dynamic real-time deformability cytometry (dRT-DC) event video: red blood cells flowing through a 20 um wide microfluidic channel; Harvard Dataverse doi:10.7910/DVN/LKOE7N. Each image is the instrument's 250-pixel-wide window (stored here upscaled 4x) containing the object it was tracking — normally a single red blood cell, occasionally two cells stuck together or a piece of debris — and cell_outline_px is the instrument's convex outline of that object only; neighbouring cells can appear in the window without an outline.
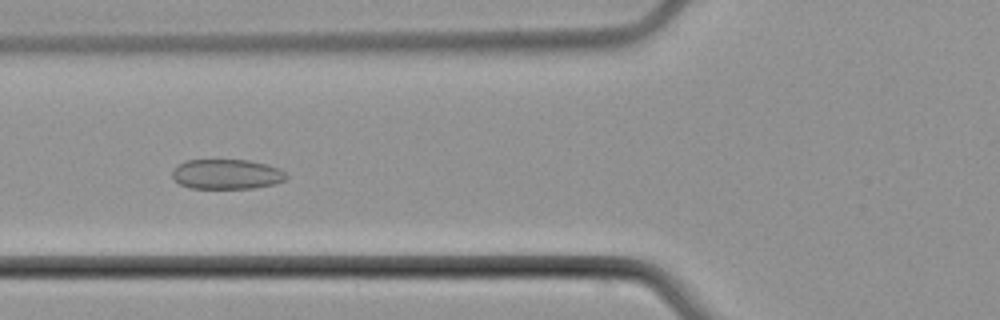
{"species": "common noctule bat (a hibernating species)", "species_latin": "Nyctalus noctula", "temperature_condition": "cold", "stored_images_in_passage": 6, "camera_frame_rate_fps": 3000, "um_per_image_px": 0.085, "animal": {"sex": "male", "body_mass_g": 21.5, "forearm_length_mm": 52.0}, "frame": {"image": 1, "passage_image": 5, "time_ms": 5.667, "image_size_px": [1000, 320], "cell_outline_px": [[288, 176], [284, 180], [276, 184], [252, 188], [188, 188], [180, 184], [172, 176], [172, 172], [180, 164], [188, 160], [248, 160], [268, 164], [280, 168]], "centroid_in_image_um": [19.31, 14.81], "position_along_channel_um": 106.5, "area_um2": 19.83}}
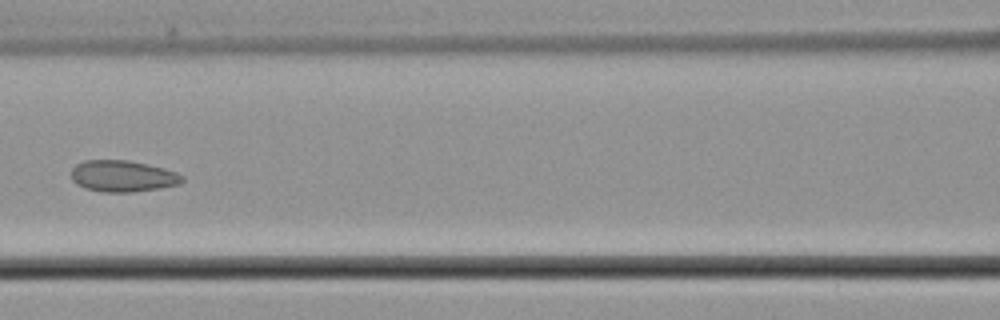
{"frame": {"image": 2, "passage_image": 6, "time_ms": 7.0, "image_size_px": [1000, 320], "cell_outline_px": [[184, 180], [180, 184], [160, 188], [132, 192], [104, 192], [84, 188], [76, 184], [72, 180], [72, 168], [76, 164], [84, 160], [128, 160], [148, 164], [164, 168], [176, 172], [184, 176]], "centroid_in_image_um": [10.44, 14.97], "position_along_channel_um": 156.2, "area_um2": 20.46}}